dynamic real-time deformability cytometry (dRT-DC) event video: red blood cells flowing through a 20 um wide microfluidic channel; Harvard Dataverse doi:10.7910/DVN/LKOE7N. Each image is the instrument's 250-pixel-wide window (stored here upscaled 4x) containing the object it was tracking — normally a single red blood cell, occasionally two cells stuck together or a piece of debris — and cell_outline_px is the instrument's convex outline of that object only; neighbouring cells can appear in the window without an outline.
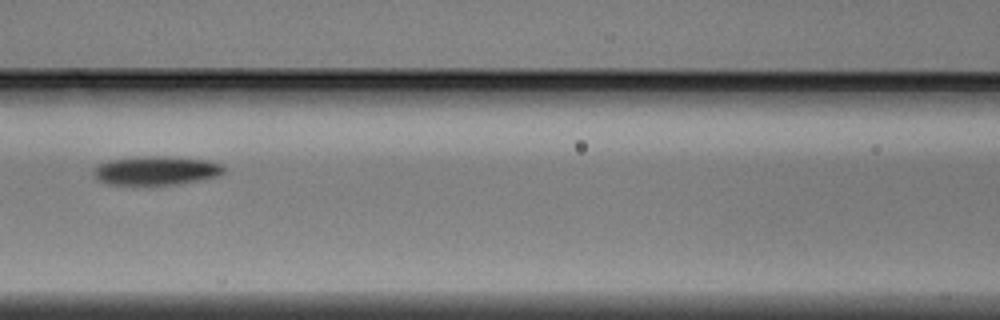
{"species": "Egyptian fruit bat (a non-hibernating species)", "species_latin": "Rousettus aegyptiacus", "temperature_condition": "warm", "stored_images_in_passage": 6, "camera_frame_rate_fps": 3000, "um_per_image_px": 0.085, "animal": {"sex": "male"}, "frame": {"image": 1, "passage_image": 6, "time_ms": 1.667, "image_size_px": [1000, 320], "cell_outline_px": [[224, 172], [220, 176], [204, 180], [180, 184], [152, 188], [108, 184], [100, 180], [92, 172], [100, 164], [108, 160], [136, 156], [168, 156], [208, 160], [224, 164]], "centroid_in_image_um": [13.32, 14.54], "position_along_channel_um": 153.3, "area_um2": 23.12}}